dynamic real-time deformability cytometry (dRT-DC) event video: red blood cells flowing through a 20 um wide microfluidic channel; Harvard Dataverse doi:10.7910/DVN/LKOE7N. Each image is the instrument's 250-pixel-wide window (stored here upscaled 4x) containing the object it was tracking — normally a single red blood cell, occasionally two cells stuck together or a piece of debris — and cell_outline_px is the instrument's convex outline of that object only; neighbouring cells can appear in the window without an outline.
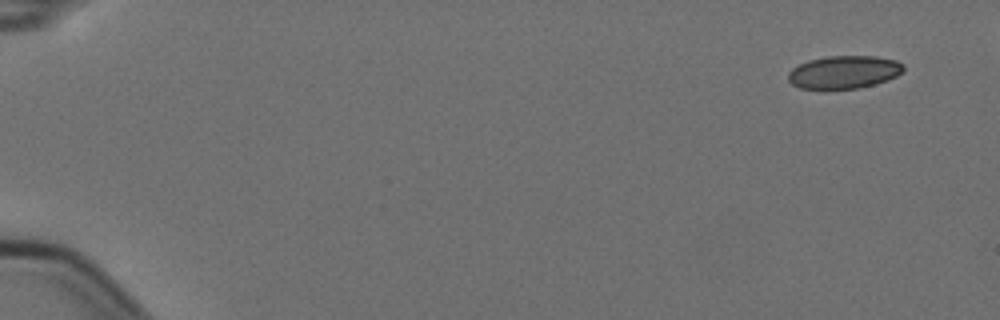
{"species": "Egyptian fruit bat (a non-hibernating species)", "species_latin": "Rousettus aegyptiacus", "temperature_condition": "cold", "stored_images_in_passage": 4, "camera_frame_rate_fps": 3000, "um_per_image_px": 0.085, "animal": {"sex": "female"}, "frame": {"image": 1, "passage_image": 1, "time_ms": 0.0, "image_size_px": [1000, 320], "cell_outline_px": [[904, 72], [888, 80], [860, 88], [828, 92], [800, 88], [792, 84], [788, 80], [788, 72], [792, 68], [808, 60], [828, 56], [876, 56], [896, 60], [904, 64]], "centroid_in_image_um": [71.72, 6.17], "position_along_channel_um": 13.3, "area_um2": 22.95}}